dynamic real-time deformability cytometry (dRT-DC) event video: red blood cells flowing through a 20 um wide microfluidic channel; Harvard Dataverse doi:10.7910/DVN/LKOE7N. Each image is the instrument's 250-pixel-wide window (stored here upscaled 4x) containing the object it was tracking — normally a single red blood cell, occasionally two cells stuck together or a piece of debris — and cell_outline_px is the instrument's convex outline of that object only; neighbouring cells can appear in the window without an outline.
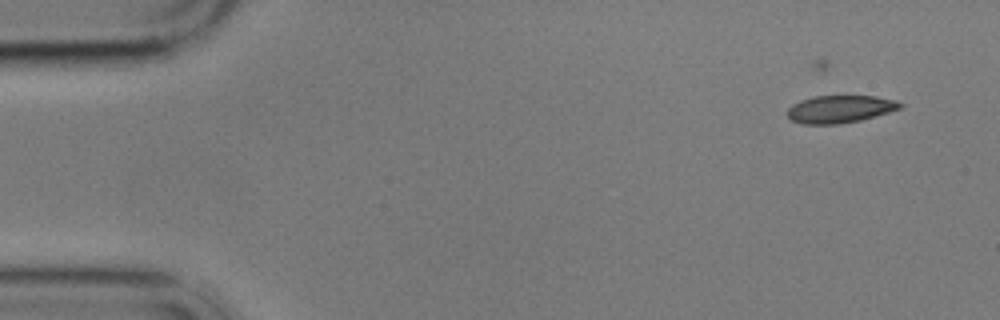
{"species": "common noctule bat (a hibernating species)", "species_latin": "Nyctalus noctula", "temperature_condition": "cold", "stored_images_in_passage": 7, "camera_frame_rate_fps": 3000, "um_per_image_px": 0.085, "animal": {"sex": "male", "body_mass_g": 17.9}, "frame": {"image": 1, "passage_image": 2, "time_ms": 2.0, "image_size_px": [1000, 320], "cell_outline_px": [[904, 108], [860, 120], [840, 124], [800, 124], [792, 120], [788, 116], [788, 108], [792, 104], [800, 100], [812, 96], [876, 96], [896, 100], [904, 104]], "centroid_in_image_um": [71.42, 9.27], "position_along_channel_um": 13.6, "area_um2": 18.26}}
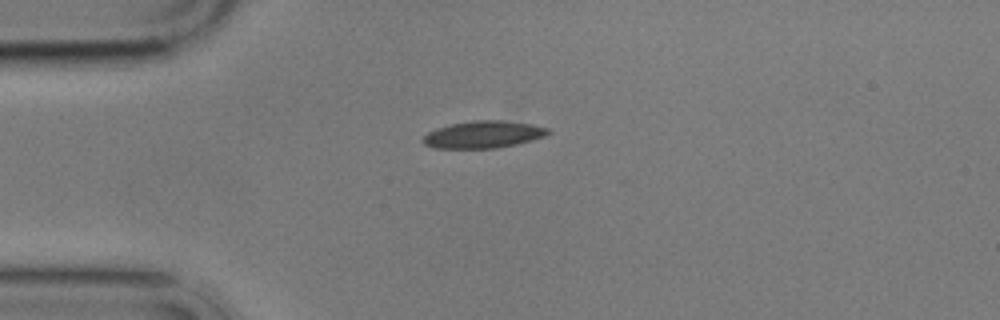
{"frame": {"image": 2, "passage_image": 5, "time_ms": 5.333, "image_size_px": [1000, 320], "cell_outline_px": [[552, 132], [544, 136], [532, 140], [516, 144], [496, 148], [432, 148], [424, 144], [420, 140], [428, 132], [436, 128], [452, 124], [472, 120], [504, 120], [532, 124], [548, 128]], "centroid_in_image_um": [41.07, 11.43], "position_along_channel_um": 43.9, "area_um2": 19.88}}